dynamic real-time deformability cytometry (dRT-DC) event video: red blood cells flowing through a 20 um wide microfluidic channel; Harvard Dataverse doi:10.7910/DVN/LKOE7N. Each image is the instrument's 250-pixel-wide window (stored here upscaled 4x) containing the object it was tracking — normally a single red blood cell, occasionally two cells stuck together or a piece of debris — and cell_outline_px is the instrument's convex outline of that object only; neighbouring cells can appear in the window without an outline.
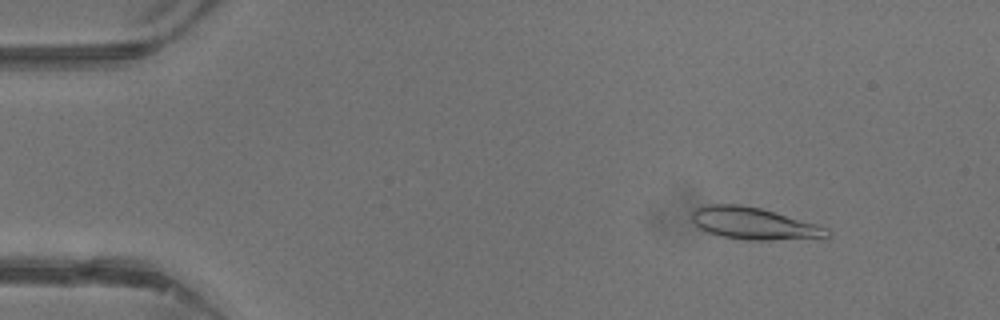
{"species": "common noctule bat (a hibernating species)", "species_latin": "Nyctalus noctula", "temperature_condition": "warm", "stored_images_in_passage": 38, "camera_frame_rate_fps": 3000, "um_per_image_px": 0.085, "animal": {"sex": "male", "body_mass_g": 13.3}, "frame": {"image": 1, "passage_image": 1, "time_ms": 0.0, "image_size_px": [1000, 320], "cell_outline_px": [[832, 236], [772, 240], [744, 240], [704, 232], [692, 220], [692, 212], [696, 208], [708, 204], [740, 204], [760, 208], [816, 224], [828, 228], [832, 232]], "centroid_in_image_um": [64.06, 18.99], "position_along_channel_um": 20.9, "area_um2": 25.03}}
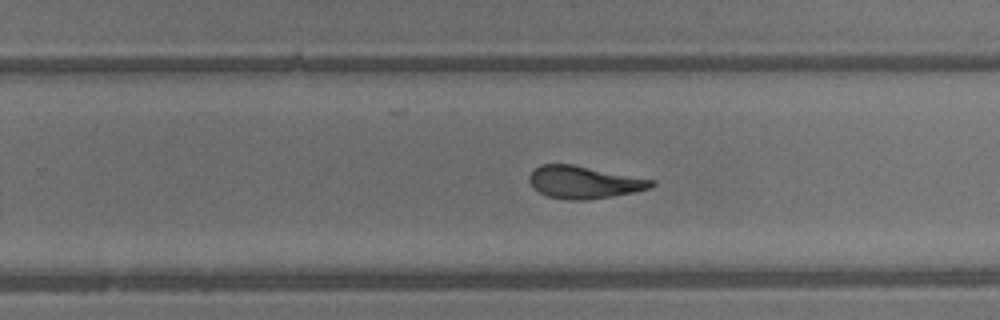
{"frame": {"image": 2, "passage_image": 23, "time_ms": 7.333, "image_size_px": [1000, 320], "cell_outline_px": [[656, 184], [652, 188], [612, 196], [588, 200], [568, 200], [548, 196], [532, 188], [528, 180], [528, 176], [540, 164], [572, 164], [656, 180]], "centroid_in_image_um": [49.64, 15.49], "position_along_channel_um": 280.2, "area_um2": 23.18}}
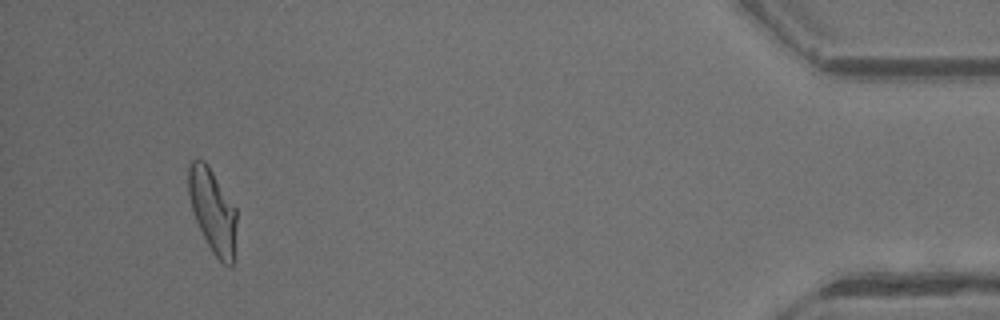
{"frame": {"image": 3, "passage_image": 36, "time_ms": 11.667, "image_size_px": [1000, 320], "cell_outline_px": [[236, 260], [232, 268], [228, 268], [212, 252], [196, 220], [192, 208], [188, 192], [188, 164], [192, 160], [204, 160], [208, 164], [236, 208]], "centroid_in_image_um": [18.12, 17.97], "position_along_channel_um": 417.1, "area_um2": 23.81}, "authors_computed_cell_mechanics": {"area_um2": 23.9003, "velocity_mm_per_s": 4.8429, "shape_relaxation_time_tau1_ms": 5.1292, "shape_relaxation_time_tau2_ms": 1.3408, "deformation_change_tau1": 0.1996, "deformation_change_tau2": 0.0976}}